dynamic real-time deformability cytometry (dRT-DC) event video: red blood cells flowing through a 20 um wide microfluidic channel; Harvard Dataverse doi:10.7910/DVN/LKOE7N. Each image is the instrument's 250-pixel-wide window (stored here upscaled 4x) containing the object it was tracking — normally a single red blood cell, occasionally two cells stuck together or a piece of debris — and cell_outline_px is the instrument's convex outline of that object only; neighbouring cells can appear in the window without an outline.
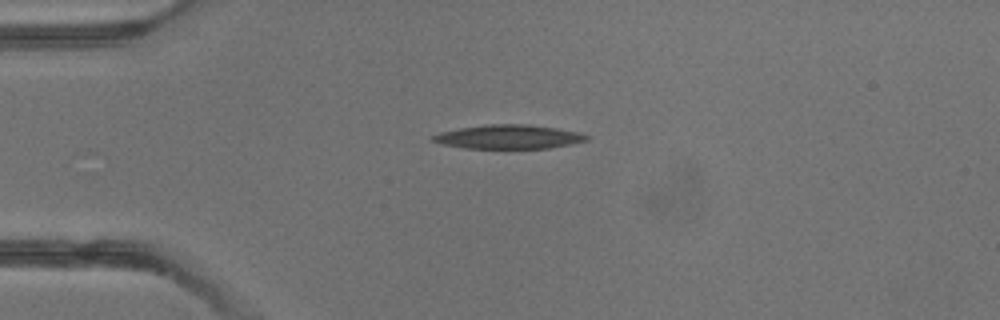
{"species": "common noctule bat (a hibernating species)", "species_latin": "Nyctalus noctula", "temperature_condition": "warm", "stored_images_in_passage": 1, "camera_frame_rate_fps": 3000, "um_per_image_px": 0.085, "animal": {"sex": "male", "body_mass_g": 13.3}, "frame": {"image": 1, "passage_image": 1, "time_ms": 0.0, "image_size_px": [1000, 320], "cell_outline_px": [[588, 140], [548, 148], [464, 148], [444, 144], [432, 140], [432, 136], [440, 132], [460, 128], [488, 124], [528, 124], [556, 128], [580, 132], [588, 136]], "centroid_in_image_um": [43.24, 11.62], "position_along_channel_um": 41.8, "area_um2": 21.21}}